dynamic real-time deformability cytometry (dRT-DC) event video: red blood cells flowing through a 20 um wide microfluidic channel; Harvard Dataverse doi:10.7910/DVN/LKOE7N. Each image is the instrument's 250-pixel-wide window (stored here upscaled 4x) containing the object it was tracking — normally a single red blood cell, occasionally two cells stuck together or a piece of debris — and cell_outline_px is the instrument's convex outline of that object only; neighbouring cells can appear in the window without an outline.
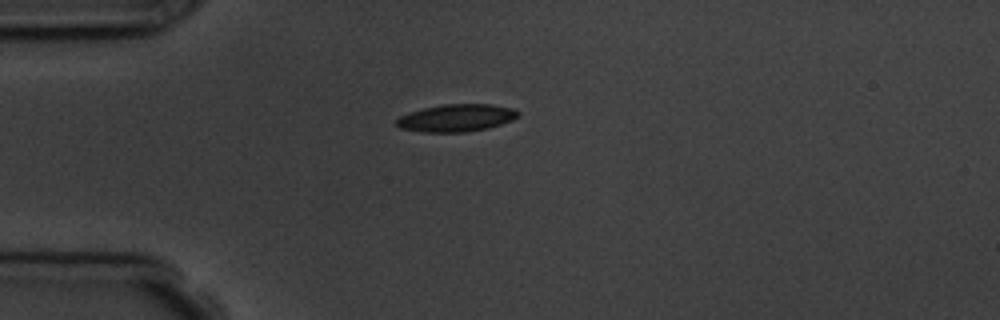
{"species": "common noctule bat (a hibernating species)", "species_latin": "Nyctalus noctula", "temperature_condition": "room temperature", "stored_images_in_passage": 1, "camera_frame_rate_fps": 3000, "um_per_image_px": 0.085, "animal": {"sex": "male", "body_mass_g": 19.5, "forearm_length_mm": 54.6}, "frame": {"image": 1, "passage_image": 1, "time_ms": 0.0, "image_size_px": [1000, 320], "cell_outline_px": [[520, 112], [512, 120], [488, 128], [464, 132], [424, 132], [400, 128], [396, 124], [396, 120], [400, 116], [408, 112], [424, 108], [444, 104], [492, 104], [512, 108]], "centroid_in_image_um": [38.77, 10.02], "position_along_channel_um": 46.2, "area_um2": 19.31}}